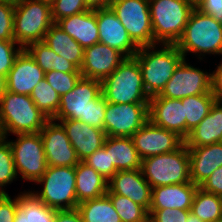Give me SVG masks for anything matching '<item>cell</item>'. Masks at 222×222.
Here are the masks:
<instances>
[{
	"mask_svg": "<svg viewBox=\"0 0 222 222\" xmlns=\"http://www.w3.org/2000/svg\"><path fill=\"white\" fill-rule=\"evenodd\" d=\"M160 45V49H157L158 44L139 47L134 56L142 71L144 88L150 97L162 92L184 59L175 44Z\"/></svg>",
	"mask_w": 222,
	"mask_h": 222,
	"instance_id": "obj_1",
	"label": "cell"
},
{
	"mask_svg": "<svg viewBox=\"0 0 222 222\" xmlns=\"http://www.w3.org/2000/svg\"><path fill=\"white\" fill-rule=\"evenodd\" d=\"M49 119L30 96L5 91L0 98V127L3 137L9 133H39Z\"/></svg>",
	"mask_w": 222,
	"mask_h": 222,
	"instance_id": "obj_2",
	"label": "cell"
},
{
	"mask_svg": "<svg viewBox=\"0 0 222 222\" xmlns=\"http://www.w3.org/2000/svg\"><path fill=\"white\" fill-rule=\"evenodd\" d=\"M175 45L185 59L188 52L200 60L206 54L222 55V23L194 8Z\"/></svg>",
	"mask_w": 222,
	"mask_h": 222,
	"instance_id": "obj_3",
	"label": "cell"
},
{
	"mask_svg": "<svg viewBox=\"0 0 222 222\" xmlns=\"http://www.w3.org/2000/svg\"><path fill=\"white\" fill-rule=\"evenodd\" d=\"M102 93L108 103L149 104L150 96L143 85L138 61L126 58L115 71L102 81Z\"/></svg>",
	"mask_w": 222,
	"mask_h": 222,
	"instance_id": "obj_4",
	"label": "cell"
},
{
	"mask_svg": "<svg viewBox=\"0 0 222 222\" xmlns=\"http://www.w3.org/2000/svg\"><path fill=\"white\" fill-rule=\"evenodd\" d=\"M193 9L186 0H149L153 45L176 44Z\"/></svg>",
	"mask_w": 222,
	"mask_h": 222,
	"instance_id": "obj_5",
	"label": "cell"
},
{
	"mask_svg": "<svg viewBox=\"0 0 222 222\" xmlns=\"http://www.w3.org/2000/svg\"><path fill=\"white\" fill-rule=\"evenodd\" d=\"M141 171L151 188L191 182L188 147L142 159Z\"/></svg>",
	"mask_w": 222,
	"mask_h": 222,
	"instance_id": "obj_6",
	"label": "cell"
},
{
	"mask_svg": "<svg viewBox=\"0 0 222 222\" xmlns=\"http://www.w3.org/2000/svg\"><path fill=\"white\" fill-rule=\"evenodd\" d=\"M53 23L51 3L24 0L14 10V41L22 48L34 42H42Z\"/></svg>",
	"mask_w": 222,
	"mask_h": 222,
	"instance_id": "obj_7",
	"label": "cell"
},
{
	"mask_svg": "<svg viewBox=\"0 0 222 222\" xmlns=\"http://www.w3.org/2000/svg\"><path fill=\"white\" fill-rule=\"evenodd\" d=\"M36 183L41 184L43 189L41 192L31 193L46 206L55 210L77 208L75 166H47L45 173Z\"/></svg>",
	"mask_w": 222,
	"mask_h": 222,
	"instance_id": "obj_8",
	"label": "cell"
},
{
	"mask_svg": "<svg viewBox=\"0 0 222 222\" xmlns=\"http://www.w3.org/2000/svg\"><path fill=\"white\" fill-rule=\"evenodd\" d=\"M9 142L15 170L24 181L37 182L48 166L40 133L16 134Z\"/></svg>",
	"mask_w": 222,
	"mask_h": 222,
	"instance_id": "obj_9",
	"label": "cell"
},
{
	"mask_svg": "<svg viewBox=\"0 0 222 222\" xmlns=\"http://www.w3.org/2000/svg\"><path fill=\"white\" fill-rule=\"evenodd\" d=\"M110 8L138 47L153 45L149 0H113Z\"/></svg>",
	"mask_w": 222,
	"mask_h": 222,
	"instance_id": "obj_10",
	"label": "cell"
},
{
	"mask_svg": "<svg viewBox=\"0 0 222 222\" xmlns=\"http://www.w3.org/2000/svg\"><path fill=\"white\" fill-rule=\"evenodd\" d=\"M206 93H211V73L194 68L184 58L162 92L152 97L182 99Z\"/></svg>",
	"mask_w": 222,
	"mask_h": 222,
	"instance_id": "obj_11",
	"label": "cell"
},
{
	"mask_svg": "<svg viewBox=\"0 0 222 222\" xmlns=\"http://www.w3.org/2000/svg\"><path fill=\"white\" fill-rule=\"evenodd\" d=\"M148 105L107 103L103 124L106 136L132 137L149 120Z\"/></svg>",
	"mask_w": 222,
	"mask_h": 222,
	"instance_id": "obj_12",
	"label": "cell"
},
{
	"mask_svg": "<svg viewBox=\"0 0 222 222\" xmlns=\"http://www.w3.org/2000/svg\"><path fill=\"white\" fill-rule=\"evenodd\" d=\"M102 93V81L81 77L74 88L60 98V107L52 120H79L87 123L92 100Z\"/></svg>",
	"mask_w": 222,
	"mask_h": 222,
	"instance_id": "obj_13",
	"label": "cell"
},
{
	"mask_svg": "<svg viewBox=\"0 0 222 222\" xmlns=\"http://www.w3.org/2000/svg\"><path fill=\"white\" fill-rule=\"evenodd\" d=\"M131 138L141 159L173 152L185 143L177 133L156 126L150 120Z\"/></svg>",
	"mask_w": 222,
	"mask_h": 222,
	"instance_id": "obj_14",
	"label": "cell"
},
{
	"mask_svg": "<svg viewBox=\"0 0 222 222\" xmlns=\"http://www.w3.org/2000/svg\"><path fill=\"white\" fill-rule=\"evenodd\" d=\"M39 133L48 166H76L80 162L65 129L59 122L49 119Z\"/></svg>",
	"mask_w": 222,
	"mask_h": 222,
	"instance_id": "obj_15",
	"label": "cell"
},
{
	"mask_svg": "<svg viewBox=\"0 0 222 222\" xmlns=\"http://www.w3.org/2000/svg\"><path fill=\"white\" fill-rule=\"evenodd\" d=\"M126 59L118 50L103 43H96L84 49L80 67L82 77L103 81Z\"/></svg>",
	"mask_w": 222,
	"mask_h": 222,
	"instance_id": "obj_16",
	"label": "cell"
},
{
	"mask_svg": "<svg viewBox=\"0 0 222 222\" xmlns=\"http://www.w3.org/2000/svg\"><path fill=\"white\" fill-rule=\"evenodd\" d=\"M99 42L121 52L126 58L134 57L139 47L132 41L113 10H96Z\"/></svg>",
	"mask_w": 222,
	"mask_h": 222,
	"instance_id": "obj_17",
	"label": "cell"
},
{
	"mask_svg": "<svg viewBox=\"0 0 222 222\" xmlns=\"http://www.w3.org/2000/svg\"><path fill=\"white\" fill-rule=\"evenodd\" d=\"M5 78L7 91L30 96L36 85L45 78V72L23 48Z\"/></svg>",
	"mask_w": 222,
	"mask_h": 222,
	"instance_id": "obj_18",
	"label": "cell"
},
{
	"mask_svg": "<svg viewBox=\"0 0 222 222\" xmlns=\"http://www.w3.org/2000/svg\"><path fill=\"white\" fill-rule=\"evenodd\" d=\"M149 120L156 126L177 133L186 139V116L181 99L150 97Z\"/></svg>",
	"mask_w": 222,
	"mask_h": 222,
	"instance_id": "obj_19",
	"label": "cell"
},
{
	"mask_svg": "<svg viewBox=\"0 0 222 222\" xmlns=\"http://www.w3.org/2000/svg\"><path fill=\"white\" fill-rule=\"evenodd\" d=\"M151 190L152 188L144 178L141 169L117 171L108 180L107 193L128 197L148 212L151 204Z\"/></svg>",
	"mask_w": 222,
	"mask_h": 222,
	"instance_id": "obj_20",
	"label": "cell"
},
{
	"mask_svg": "<svg viewBox=\"0 0 222 222\" xmlns=\"http://www.w3.org/2000/svg\"><path fill=\"white\" fill-rule=\"evenodd\" d=\"M59 122L65 132L72 147L75 149L80 161L101 148L106 139L104 129H98L83 123L79 120H54Z\"/></svg>",
	"mask_w": 222,
	"mask_h": 222,
	"instance_id": "obj_21",
	"label": "cell"
},
{
	"mask_svg": "<svg viewBox=\"0 0 222 222\" xmlns=\"http://www.w3.org/2000/svg\"><path fill=\"white\" fill-rule=\"evenodd\" d=\"M198 187L192 182L154 187L151 190L150 209L191 210Z\"/></svg>",
	"mask_w": 222,
	"mask_h": 222,
	"instance_id": "obj_22",
	"label": "cell"
},
{
	"mask_svg": "<svg viewBox=\"0 0 222 222\" xmlns=\"http://www.w3.org/2000/svg\"><path fill=\"white\" fill-rule=\"evenodd\" d=\"M191 182L199 186L215 169L222 166V142L188 147Z\"/></svg>",
	"mask_w": 222,
	"mask_h": 222,
	"instance_id": "obj_23",
	"label": "cell"
},
{
	"mask_svg": "<svg viewBox=\"0 0 222 222\" xmlns=\"http://www.w3.org/2000/svg\"><path fill=\"white\" fill-rule=\"evenodd\" d=\"M55 23L84 49L99 42L96 10H87Z\"/></svg>",
	"mask_w": 222,
	"mask_h": 222,
	"instance_id": "obj_24",
	"label": "cell"
},
{
	"mask_svg": "<svg viewBox=\"0 0 222 222\" xmlns=\"http://www.w3.org/2000/svg\"><path fill=\"white\" fill-rule=\"evenodd\" d=\"M222 142V102L216 101L207 116L185 139L187 147H200Z\"/></svg>",
	"mask_w": 222,
	"mask_h": 222,
	"instance_id": "obj_25",
	"label": "cell"
},
{
	"mask_svg": "<svg viewBox=\"0 0 222 222\" xmlns=\"http://www.w3.org/2000/svg\"><path fill=\"white\" fill-rule=\"evenodd\" d=\"M103 146L117 171L141 169L142 159L131 137L106 136Z\"/></svg>",
	"mask_w": 222,
	"mask_h": 222,
	"instance_id": "obj_26",
	"label": "cell"
},
{
	"mask_svg": "<svg viewBox=\"0 0 222 222\" xmlns=\"http://www.w3.org/2000/svg\"><path fill=\"white\" fill-rule=\"evenodd\" d=\"M75 176L78 204L101 197L108 191V180L83 161L75 166Z\"/></svg>",
	"mask_w": 222,
	"mask_h": 222,
	"instance_id": "obj_27",
	"label": "cell"
},
{
	"mask_svg": "<svg viewBox=\"0 0 222 222\" xmlns=\"http://www.w3.org/2000/svg\"><path fill=\"white\" fill-rule=\"evenodd\" d=\"M57 55L73 63L79 70L83 62L84 48L53 23L46 32L43 41Z\"/></svg>",
	"mask_w": 222,
	"mask_h": 222,
	"instance_id": "obj_28",
	"label": "cell"
},
{
	"mask_svg": "<svg viewBox=\"0 0 222 222\" xmlns=\"http://www.w3.org/2000/svg\"><path fill=\"white\" fill-rule=\"evenodd\" d=\"M25 49L45 73L50 70L64 73L80 72L73 63L57 55L44 42L31 43Z\"/></svg>",
	"mask_w": 222,
	"mask_h": 222,
	"instance_id": "obj_29",
	"label": "cell"
},
{
	"mask_svg": "<svg viewBox=\"0 0 222 222\" xmlns=\"http://www.w3.org/2000/svg\"><path fill=\"white\" fill-rule=\"evenodd\" d=\"M83 222H121L107 194L84 201L77 206Z\"/></svg>",
	"mask_w": 222,
	"mask_h": 222,
	"instance_id": "obj_30",
	"label": "cell"
},
{
	"mask_svg": "<svg viewBox=\"0 0 222 222\" xmlns=\"http://www.w3.org/2000/svg\"><path fill=\"white\" fill-rule=\"evenodd\" d=\"M186 116V138L190 131L196 127L210 112L213 104L216 102L212 93L192 95L182 98Z\"/></svg>",
	"mask_w": 222,
	"mask_h": 222,
	"instance_id": "obj_31",
	"label": "cell"
},
{
	"mask_svg": "<svg viewBox=\"0 0 222 222\" xmlns=\"http://www.w3.org/2000/svg\"><path fill=\"white\" fill-rule=\"evenodd\" d=\"M191 212L203 222H219L222 219V197L197 188Z\"/></svg>",
	"mask_w": 222,
	"mask_h": 222,
	"instance_id": "obj_32",
	"label": "cell"
},
{
	"mask_svg": "<svg viewBox=\"0 0 222 222\" xmlns=\"http://www.w3.org/2000/svg\"><path fill=\"white\" fill-rule=\"evenodd\" d=\"M18 204L23 208V222H54L56 210L42 203L31 191L18 194Z\"/></svg>",
	"mask_w": 222,
	"mask_h": 222,
	"instance_id": "obj_33",
	"label": "cell"
},
{
	"mask_svg": "<svg viewBox=\"0 0 222 222\" xmlns=\"http://www.w3.org/2000/svg\"><path fill=\"white\" fill-rule=\"evenodd\" d=\"M30 97L48 119H52L56 115L60 107L61 96L49 85L45 78L36 85Z\"/></svg>",
	"mask_w": 222,
	"mask_h": 222,
	"instance_id": "obj_34",
	"label": "cell"
},
{
	"mask_svg": "<svg viewBox=\"0 0 222 222\" xmlns=\"http://www.w3.org/2000/svg\"><path fill=\"white\" fill-rule=\"evenodd\" d=\"M106 194L120 216L121 222H149V213L144 207L128 197L114 193Z\"/></svg>",
	"mask_w": 222,
	"mask_h": 222,
	"instance_id": "obj_35",
	"label": "cell"
},
{
	"mask_svg": "<svg viewBox=\"0 0 222 222\" xmlns=\"http://www.w3.org/2000/svg\"><path fill=\"white\" fill-rule=\"evenodd\" d=\"M6 139H0V194H6L5 186L17 178L12 151Z\"/></svg>",
	"mask_w": 222,
	"mask_h": 222,
	"instance_id": "obj_36",
	"label": "cell"
},
{
	"mask_svg": "<svg viewBox=\"0 0 222 222\" xmlns=\"http://www.w3.org/2000/svg\"><path fill=\"white\" fill-rule=\"evenodd\" d=\"M81 77V72L64 73L50 70L45 73L46 81L60 96L71 91Z\"/></svg>",
	"mask_w": 222,
	"mask_h": 222,
	"instance_id": "obj_37",
	"label": "cell"
},
{
	"mask_svg": "<svg viewBox=\"0 0 222 222\" xmlns=\"http://www.w3.org/2000/svg\"><path fill=\"white\" fill-rule=\"evenodd\" d=\"M89 10L84 0H54L51 3L53 22Z\"/></svg>",
	"mask_w": 222,
	"mask_h": 222,
	"instance_id": "obj_38",
	"label": "cell"
},
{
	"mask_svg": "<svg viewBox=\"0 0 222 222\" xmlns=\"http://www.w3.org/2000/svg\"><path fill=\"white\" fill-rule=\"evenodd\" d=\"M83 162L94 168L107 180H109L117 172L115 166L110 164L109 151H106L104 146L85 158Z\"/></svg>",
	"mask_w": 222,
	"mask_h": 222,
	"instance_id": "obj_39",
	"label": "cell"
},
{
	"mask_svg": "<svg viewBox=\"0 0 222 222\" xmlns=\"http://www.w3.org/2000/svg\"><path fill=\"white\" fill-rule=\"evenodd\" d=\"M15 41H3L0 40V74L7 76L11 68L13 67L14 61L20 51L23 49Z\"/></svg>",
	"mask_w": 222,
	"mask_h": 222,
	"instance_id": "obj_40",
	"label": "cell"
},
{
	"mask_svg": "<svg viewBox=\"0 0 222 222\" xmlns=\"http://www.w3.org/2000/svg\"><path fill=\"white\" fill-rule=\"evenodd\" d=\"M15 6L0 2V40L14 41Z\"/></svg>",
	"mask_w": 222,
	"mask_h": 222,
	"instance_id": "obj_41",
	"label": "cell"
},
{
	"mask_svg": "<svg viewBox=\"0 0 222 222\" xmlns=\"http://www.w3.org/2000/svg\"><path fill=\"white\" fill-rule=\"evenodd\" d=\"M106 98L101 93L95 100L91 101L87 110V124L103 129L104 119H105V109L107 106Z\"/></svg>",
	"mask_w": 222,
	"mask_h": 222,
	"instance_id": "obj_42",
	"label": "cell"
},
{
	"mask_svg": "<svg viewBox=\"0 0 222 222\" xmlns=\"http://www.w3.org/2000/svg\"><path fill=\"white\" fill-rule=\"evenodd\" d=\"M191 210L149 209V222H186Z\"/></svg>",
	"mask_w": 222,
	"mask_h": 222,
	"instance_id": "obj_43",
	"label": "cell"
},
{
	"mask_svg": "<svg viewBox=\"0 0 222 222\" xmlns=\"http://www.w3.org/2000/svg\"><path fill=\"white\" fill-rule=\"evenodd\" d=\"M17 205L18 196L12 199L8 193L0 194V222H13Z\"/></svg>",
	"mask_w": 222,
	"mask_h": 222,
	"instance_id": "obj_44",
	"label": "cell"
},
{
	"mask_svg": "<svg viewBox=\"0 0 222 222\" xmlns=\"http://www.w3.org/2000/svg\"><path fill=\"white\" fill-rule=\"evenodd\" d=\"M199 187L205 192L213 193L222 197V166L215 169Z\"/></svg>",
	"mask_w": 222,
	"mask_h": 222,
	"instance_id": "obj_45",
	"label": "cell"
},
{
	"mask_svg": "<svg viewBox=\"0 0 222 222\" xmlns=\"http://www.w3.org/2000/svg\"><path fill=\"white\" fill-rule=\"evenodd\" d=\"M197 9L222 23V0H204Z\"/></svg>",
	"mask_w": 222,
	"mask_h": 222,
	"instance_id": "obj_46",
	"label": "cell"
},
{
	"mask_svg": "<svg viewBox=\"0 0 222 222\" xmlns=\"http://www.w3.org/2000/svg\"><path fill=\"white\" fill-rule=\"evenodd\" d=\"M211 93L216 101L222 102V61L211 73Z\"/></svg>",
	"mask_w": 222,
	"mask_h": 222,
	"instance_id": "obj_47",
	"label": "cell"
},
{
	"mask_svg": "<svg viewBox=\"0 0 222 222\" xmlns=\"http://www.w3.org/2000/svg\"><path fill=\"white\" fill-rule=\"evenodd\" d=\"M54 222H83L82 216L77 208L56 210Z\"/></svg>",
	"mask_w": 222,
	"mask_h": 222,
	"instance_id": "obj_48",
	"label": "cell"
},
{
	"mask_svg": "<svg viewBox=\"0 0 222 222\" xmlns=\"http://www.w3.org/2000/svg\"><path fill=\"white\" fill-rule=\"evenodd\" d=\"M89 10L109 8L113 0H84Z\"/></svg>",
	"mask_w": 222,
	"mask_h": 222,
	"instance_id": "obj_49",
	"label": "cell"
},
{
	"mask_svg": "<svg viewBox=\"0 0 222 222\" xmlns=\"http://www.w3.org/2000/svg\"><path fill=\"white\" fill-rule=\"evenodd\" d=\"M13 222H23V208L18 204Z\"/></svg>",
	"mask_w": 222,
	"mask_h": 222,
	"instance_id": "obj_50",
	"label": "cell"
},
{
	"mask_svg": "<svg viewBox=\"0 0 222 222\" xmlns=\"http://www.w3.org/2000/svg\"><path fill=\"white\" fill-rule=\"evenodd\" d=\"M5 91H6V78L5 76L0 74V98L2 97Z\"/></svg>",
	"mask_w": 222,
	"mask_h": 222,
	"instance_id": "obj_51",
	"label": "cell"
},
{
	"mask_svg": "<svg viewBox=\"0 0 222 222\" xmlns=\"http://www.w3.org/2000/svg\"><path fill=\"white\" fill-rule=\"evenodd\" d=\"M186 222H203L200 218L195 216L193 212H189Z\"/></svg>",
	"mask_w": 222,
	"mask_h": 222,
	"instance_id": "obj_52",
	"label": "cell"
},
{
	"mask_svg": "<svg viewBox=\"0 0 222 222\" xmlns=\"http://www.w3.org/2000/svg\"><path fill=\"white\" fill-rule=\"evenodd\" d=\"M24 0H0L2 3L10 4L13 6L20 5Z\"/></svg>",
	"mask_w": 222,
	"mask_h": 222,
	"instance_id": "obj_53",
	"label": "cell"
},
{
	"mask_svg": "<svg viewBox=\"0 0 222 222\" xmlns=\"http://www.w3.org/2000/svg\"><path fill=\"white\" fill-rule=\"evenodd\" d=\"M193 8H198V6L204 1V0H186Z\"/></svg>",
	"mask_w": 222,
	"mask_h": 222,
	"instance_id": "obj_54",
	"label": "cell"
},
{
	"mask_svg": "<svg viewBox=\"0 0 222 222\" xmlns=\"http://www.w3.org/2000/svg\"><path fill=\"white\" fill-rule=\"evenodd\" d=\"M3 138V134H2V130H1V127H0V139Z\"/></svg>",
	"mask_w": 222,
	"mask_h": 222,
	"instance_id": "obj_55",
	"label": "cell"
},
{
	"mask_svg": "<svg viewBox=\"0 0 222 222\" xmlns=\"http://www.w3.org/2000/svg\"><path fill=\"white\" fill-rule=\"evenodd\" d=\"M45 2H48V3H52L54 0H43Z\"/></svg>",
	"mask_w": 222,
	"mask_h": 222,
	"instance_id": "obj_56",
	"label": "cell"
}]
</instances>
